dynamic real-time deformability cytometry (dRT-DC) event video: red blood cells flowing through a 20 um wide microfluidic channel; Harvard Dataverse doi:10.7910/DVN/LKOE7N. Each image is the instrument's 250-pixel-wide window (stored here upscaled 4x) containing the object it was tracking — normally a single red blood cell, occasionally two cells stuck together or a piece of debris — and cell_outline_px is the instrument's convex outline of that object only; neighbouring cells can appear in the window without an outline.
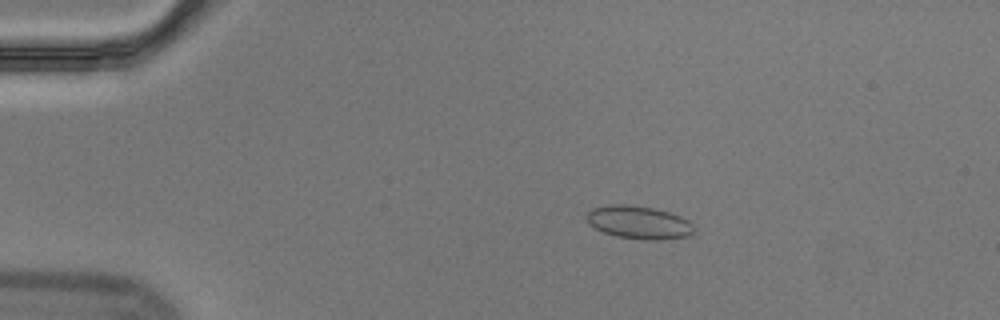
{"species": "Egyptian fruit bat (a non-hibernating species)", "species_latin": "Rousettus aegyptiacus", "temperature_condition": "cold", "stored_images_in_passage": 58, "camera_frame_rate_fps": 3000, "um_per_image_px": 0.085, "animal": {"sex": "male"}, "frame": {"image": 1, "passage_image": 12, "time_ms": 3.667, "image_size_px": [1000, 320], "cell_outline_px": [[692, 232], [688, 236], [660, 240], [648, 240], [616, 236], [604, 232], [588, 224], [588, 212], [592, 208], [608, 204], [624, 204], [652, 208], [668, 212], [680, 216], [688, 220], [692, 224]], "centroid_in_image_um": [54.28, 18.9], "position_along_channel_um": 30.7, "area_um2": 20.4}}
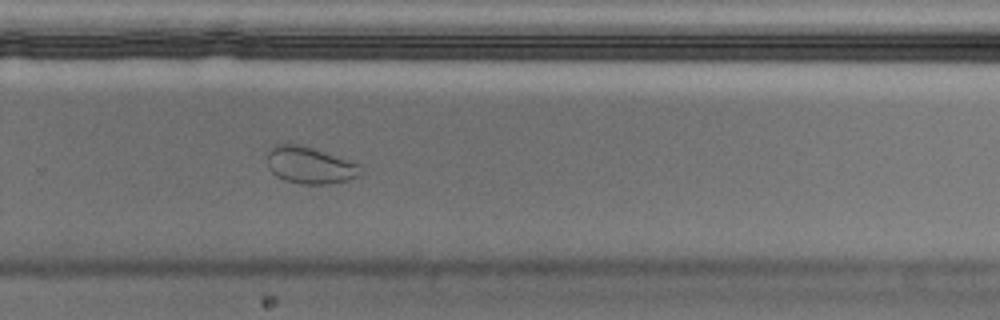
{"frame": {"image": 2, "passage_image": 40, "time_ms": 13.0, "image_size_px": [1000, 320], "cell_outline_px": [[364, 172], [348, 180], [324, 184], [300, 184], [284, 180], [276, 176], [268, 168], [268, 148], [272, 144], [296, 144], [312, 148], [360, 164], [364, 168]], "centroid_in_image_um": [26.32, 14.05], "position_along_channel_um": 303.5, "area_um2": 20.11}}
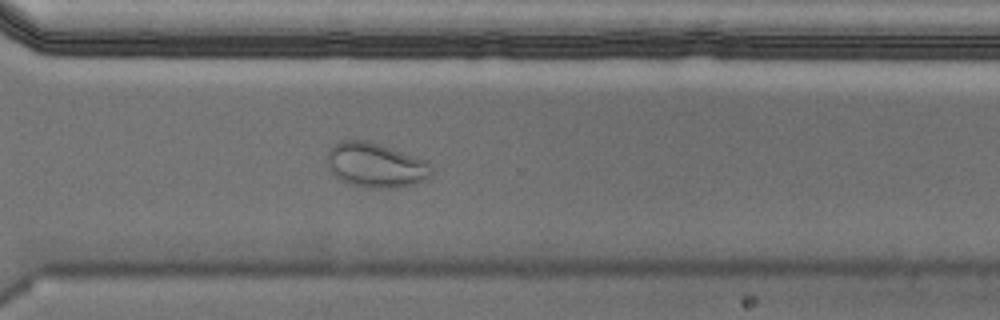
{"frame": {"image": 3, "passage_image": 43, "time_ms": 14.0, "image_size_px": [1000, 320], "cell_outline_px": [[432, 172], [424, 180], [412, 184], [396, 188], [372, 188], [348, 184], [336, 176], [332, 172], [328, 164], [328, 152], [340, 140], [364, 140], [380, 144], [428, 160], [432, 168]], "centroid_in_image_um": [31.96, 14.04], "position_along_channel_um": 338.6, "area_um2": 26.99}}